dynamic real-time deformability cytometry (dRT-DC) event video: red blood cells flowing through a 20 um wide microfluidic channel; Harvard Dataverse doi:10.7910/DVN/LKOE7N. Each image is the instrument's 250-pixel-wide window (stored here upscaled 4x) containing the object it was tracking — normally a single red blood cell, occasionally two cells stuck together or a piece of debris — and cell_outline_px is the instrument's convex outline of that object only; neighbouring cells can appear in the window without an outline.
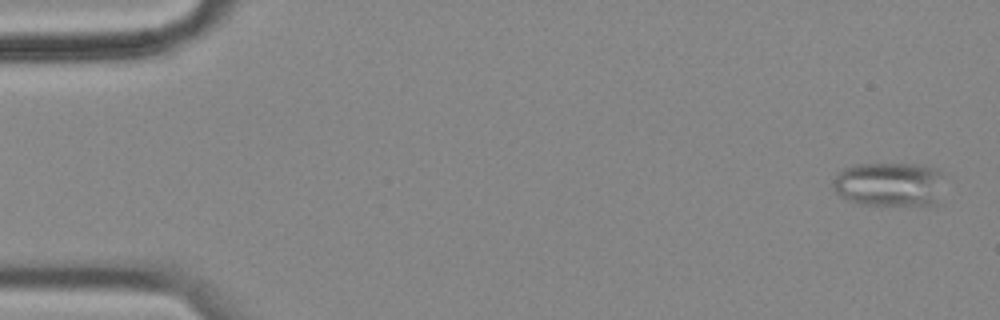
{"species": "common noctule bat (a hibernating species)", "species_latin": "Nyctalus noctula", "temperature_condition": "cold", "stored_images_in_passage": 57, "camera_frame_rate_fps": 3000, "um_per_image_px": 0.085, "animal": {"sex": "female", "body_mass_g": 18.4}, "frame": {"image": 1, "passage_image": 2, "time_ms": 0.333, "image_size_px": [1000, 320], "cell_outline_px": [[944, 172], [928, 204], [860, 204], [840, 196], [836, 192], [832, 184], [832, 180], [844, 168], [852, 164], [916, 164], [936, 168]], "centroid_in_image_um": [75.45, 15.61], "position_along_channel_um": 9.6, "area_um2": 27.57}}
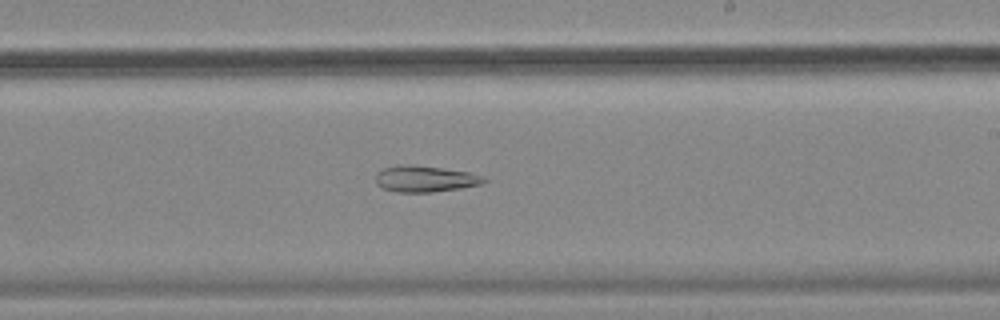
{"frame": {"image": 2, "passage_image": 34, "time_ms": 11.0, "image_size_px": [1000, 320], "cell_outline_px": [[488, 180], [480, 184], [460, 188], [432, 192], [396, 192], [384, 188], [376, 184], [376, 172], [384, 168], [404, 164], [408, 164], [444, 168], [468, 172], [480, 176]], "centroid_in_image_um": [36.09, 15.2], "position_along_channel_um": 252.9, "area_um2": 16.42}}
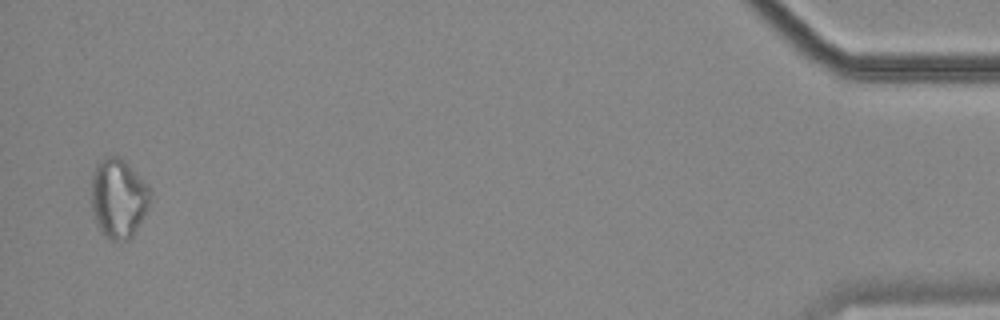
{"frame": {"image": 3, "passage_image": 56, "time_ms": 18.333, "image_size_px": [1000, 320], "cell_outline_px": [[152, 196], [132, 236], [128, 240], [112, 240], [104, 236], [100, 232], [92, 212], [92, 172], [96, 164], [104, 156], [120, 156], [128, 164], [148, 188]], "centroid_in_image_um": [10.01, 16.84], "position_along_channel_um": 425.2, "area_um2": 26.82}}